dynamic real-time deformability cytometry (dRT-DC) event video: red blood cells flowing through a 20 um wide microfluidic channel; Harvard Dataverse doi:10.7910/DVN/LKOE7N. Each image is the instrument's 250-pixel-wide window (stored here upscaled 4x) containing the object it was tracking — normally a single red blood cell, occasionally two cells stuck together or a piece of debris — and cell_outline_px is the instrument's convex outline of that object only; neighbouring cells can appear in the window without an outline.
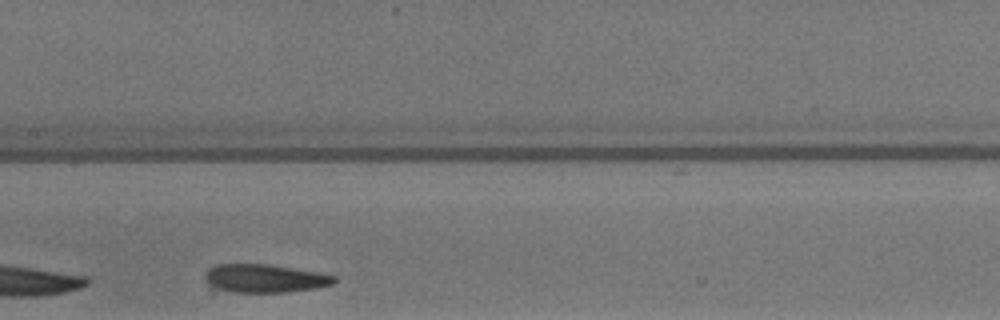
{"species": "common noctule bat (a hibernating species)", "species_latin": "Nyctalus noctula", "temperature_condition": "warm", "stored_images_in_passage": 27, "camera_frame_rate_fps": 3000, "um_per_image_px": 0.085, "animal": {"sex": "male", "body_mass_g": 13.3}, "frame": {"image": 1, "passage_image": 16, "time_ms": 5.0, "image_size_px": [1000, 320], "cell_outline_px": [[336, 280], [332, 284], [316, 288], [288, 292], [232, 292], [216, 288], [208, 284], [204, 280], [204, 272], [208, 268], [216, 264], [268, 264], [316, 272], [336, 276]], "centroid_in_image_um": [22.44, 23.66], "position_along_channel_um": 185.0, "area_um2": 21.33}}